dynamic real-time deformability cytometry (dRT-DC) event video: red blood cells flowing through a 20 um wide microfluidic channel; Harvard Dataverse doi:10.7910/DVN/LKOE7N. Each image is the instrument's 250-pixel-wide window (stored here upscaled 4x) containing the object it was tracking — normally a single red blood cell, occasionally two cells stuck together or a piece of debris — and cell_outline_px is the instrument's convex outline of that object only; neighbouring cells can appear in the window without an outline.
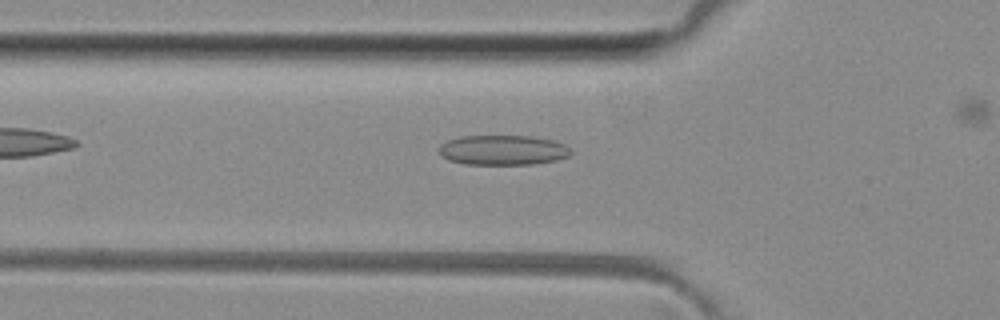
{"species": "common noctule bat (a hibernating species)", "species_latin": "Nyctalus noctula", "temperature_condition": "room temperature", "stored_images_in_passage": 31, "camera_frame_rate_fps": 3000, "um_per_image_px": 0.085, "animal": {"sex": "female", "body_mass_g": 29.2, "forearm_length_mm": 56.3}, "frame": {"image": 1, "passage_image": 2, "time_ms": 0.333, "image_size_px": [1000, 320], "cell_outline_px": [[572, 152], [568, 156], [556, 160], [532, 164], [464, 164], [448, 160], [440, 156], [440, 144], [448, 140], [460, 136], [532, 136], [552, 140], [564, 144]], "centroid_in_image_um": [42.71, 12.75], "position_along_channel_um": 83.1, "area_um2": 22.95}}
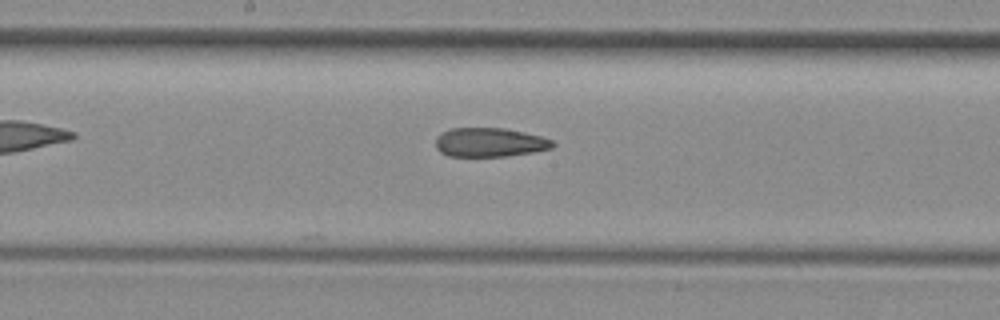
{"frame": {"image": 2, "passage_image": 11, "time_ms": 3.333, "image_size_px": [1000, 320], "cell_outline_px": [[556, 144], [552, 148], [532, 152], [508, 156], [448, 156], [440, 152], [436, 148], [436, 136], [440, 132], [452, 128], [504, 128], [524, 132], [540, 136], [552, 140]], "centroid_in_image_um": [41.6, 12.1], "position_along_channel_um": 206.6, "area_um2": 19.88}}
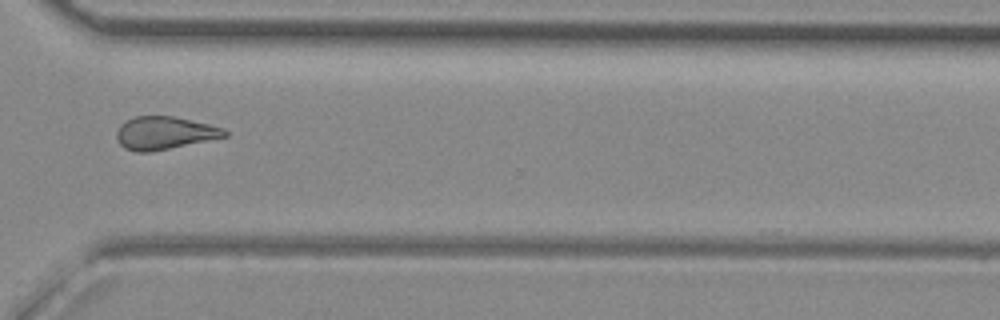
{"frame": {"image": 3, "passage_image": 22, "time_ms": 7.0, "image_size_px": [1000, 320], "cell_outline_px": [[228, 136], [152, 152], [136, 152], [124, 148], [116, 140], [116, 132], [120, 124], [136, 116], [176, 116], [224, 128], [228, 132]], "centroid_in_image_um": [13.97, 11.31], "position_along_channel_um": 356.6, "area_um2": 20.81}, "authors_computed_cell_mechanics": {"area_um2": 20.7502, "velocity_mm_per_s": 4.101, "shape_relaxation_time_tau1_ms": null, "shape_relaxation_time_tau2_ms": 3.0493, "deformation_change_tau1": null, "deformation_change_tau2": 0.118}}